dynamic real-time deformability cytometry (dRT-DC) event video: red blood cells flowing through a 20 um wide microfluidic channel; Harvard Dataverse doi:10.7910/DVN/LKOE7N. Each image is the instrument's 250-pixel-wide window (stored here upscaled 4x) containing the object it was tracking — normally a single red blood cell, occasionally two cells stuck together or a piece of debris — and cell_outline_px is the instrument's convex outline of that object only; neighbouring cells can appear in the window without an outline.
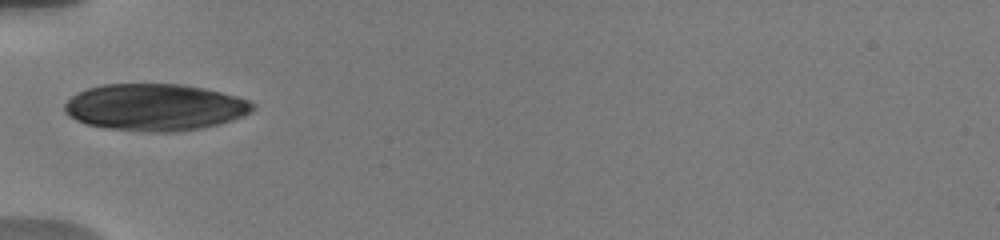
{"species": "human", "species_latin": "Homo sapiens", "temperature_condition": "warm", "stored_images_in_passage": 3, "camera_frame_rate_fps": 3000, "um_per_image_px": 0.085, "donor": {"sex": "male"}, "frame": {"image": 1, "passage_image": 1, "time_ms": 0.0, "image_size_px": [1000, 240], "cell_outline_px": [[256, 108], [252, 112], [244, 116], [220, 124], [200, 128], [172, 132], [152, 132], [108, 128], [88, 124], [76, 120], [68, 116], [64, 112], [64, 104], [76, 92], [88, 88], [104, 84], [180, 84], [204, 88], [236, 96], [248, 100], [256, 104]], "centroid_in_image_um": [13.18, 9.11], "position_along_channel_um": 71.8, "area_um2": 51.44}}